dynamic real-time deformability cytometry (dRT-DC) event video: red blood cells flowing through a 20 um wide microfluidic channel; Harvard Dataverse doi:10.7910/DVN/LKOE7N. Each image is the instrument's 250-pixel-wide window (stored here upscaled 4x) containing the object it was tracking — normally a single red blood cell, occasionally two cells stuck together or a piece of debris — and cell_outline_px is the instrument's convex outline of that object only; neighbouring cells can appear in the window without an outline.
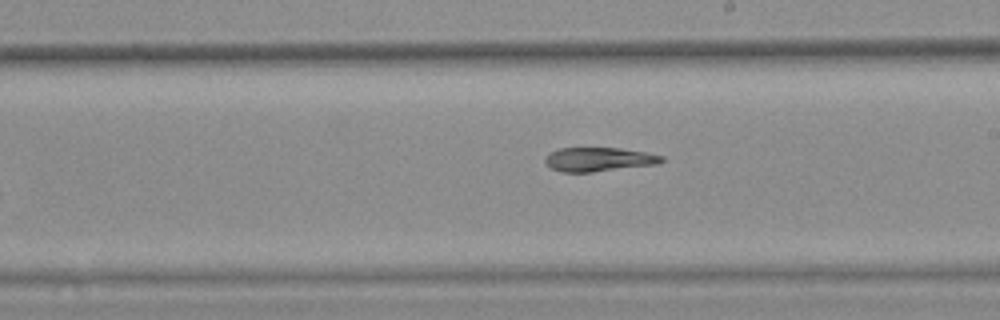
{"species": "common noctule bat (a hibernating species)", "species_latin": "Nyctalus noctula", "temperature_condition": "warm", "stored_images_in_passage": 9, "camera_frame_rate_fps": 3000, "um_per_image_px": 0.085, "animal": {"sex": "female", "body_mass_g": 25.1}, "frame": {"image": 1, "passage_image": 9, "time_ms": 2.667, "image_size_px": [1000, 320], "cell_outline_px": [[664, 160], [656, 164], [592, 172], [560, 172], [552, 168], [544, 160], [544, 156], [560, 148], [620, 148], [644, 152], [664, 156]], "centroid_in_image_um": [50.88, 13.55], "position_along_channel_um": 238.1, "area_um2": 16.13}}